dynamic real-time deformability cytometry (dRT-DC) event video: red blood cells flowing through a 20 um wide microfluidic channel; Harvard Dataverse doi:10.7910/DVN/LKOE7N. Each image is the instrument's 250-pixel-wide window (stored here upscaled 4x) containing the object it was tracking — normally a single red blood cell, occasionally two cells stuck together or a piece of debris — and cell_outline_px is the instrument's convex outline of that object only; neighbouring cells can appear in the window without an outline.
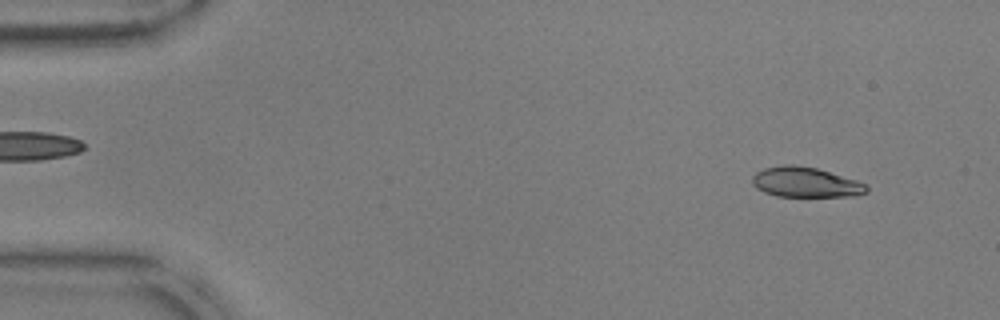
{"species": "common noctule bat (a hibernating species)", "species_latin": "Nyctalus noctula", "temperature_condition": "warm", "stored_images_in_passage": 52, "camera_frame_rate_fps": 3000, "um_per_image_px": 0.085, "animal": {"sex": "male", "body_mass_g": 17.9, "forearm_length_mm": 54.2}, "frame": {"image": 1, "passage_image": 4, "time_ms": 1.0, "image_size_px": [1000, 320], "cell_outline_px": [[868, 192], [852, 196], [776, 196], [764, 192], [756, 188], [752, 184], [752, 176], [756, 172], [764, 168], [784, 164], [792, 164], [816, 168], [856, 180], [864, 184], [868, 188]], "centroid_in_image_um": [68.42, 15.49], "position_along_channel_um": 16.6, "area_um2": 19.94}}
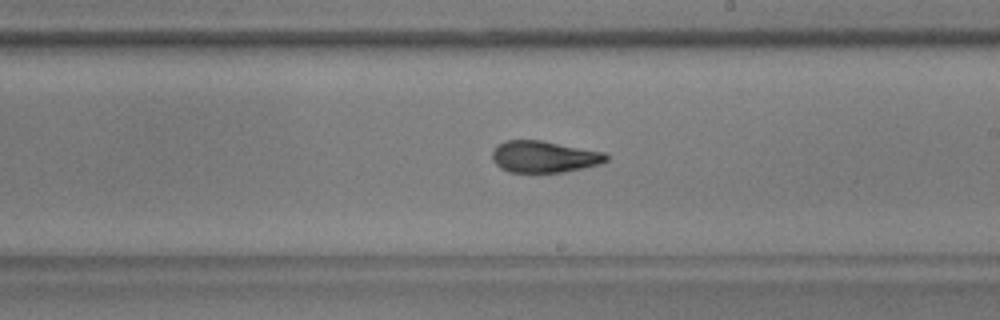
{"frame": {"image": 2, "passage_image": 30, "time_ms": 9.667, "image_size_px": [1000, 320], "cell_outline_px": [[608, 160], [600, 164], [584, 168], [564, 172], [508, 172], [500, 168], [492, 160], [492, 152], [496, 144], [504, 140], [540, 140], [604, 152], [608, 156]], "centroid_in_image_um": [46.22, 13.32], "position_along_channel_um": 242.8, "area_um2": 21.15}}
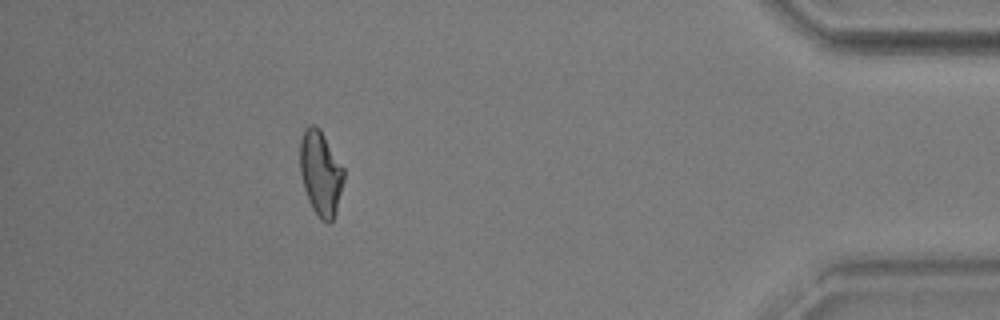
{"frame": {"image": 3, "passage_image": 47, "time_ms": 15.333, "image_size_px": [1000, 320], "cell_outline_px": [[344, 180], [336, 212], [332, 220], [328, 224], [320, 220], [312, 208], [308, 200], [304, 188], [300, 172], [300, 140], [304, 128], [308, 124], [316, 124], [320, 128], [344, 168]], "centroid_in_image_um": [27.25, 14.7], "position_along_channel_um": 408.0, "area_um2": 21.91}, "authors_computed_cell_mechanics": {"area_um2": 21.4438, "velocity_mm_per_s": 3.7951, "shape_relaxation_time_tau1_ms": 8.7487, "shape_relaxation_time_tau2_ms": 1.7731, "deformation_change_tau1": 0.2386, "deformation_change_tau2": 0.0838}}